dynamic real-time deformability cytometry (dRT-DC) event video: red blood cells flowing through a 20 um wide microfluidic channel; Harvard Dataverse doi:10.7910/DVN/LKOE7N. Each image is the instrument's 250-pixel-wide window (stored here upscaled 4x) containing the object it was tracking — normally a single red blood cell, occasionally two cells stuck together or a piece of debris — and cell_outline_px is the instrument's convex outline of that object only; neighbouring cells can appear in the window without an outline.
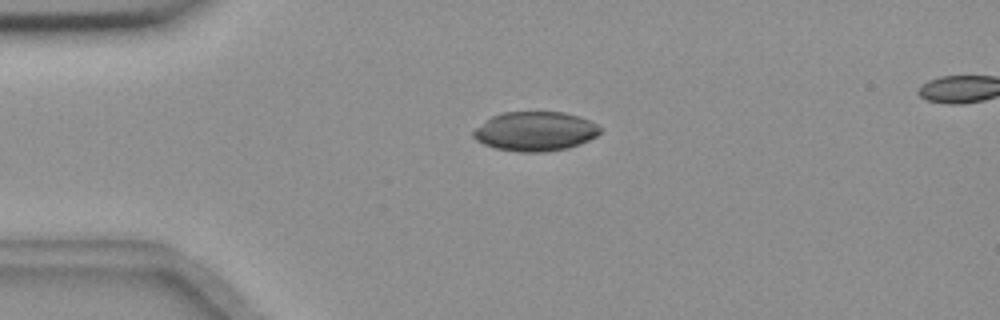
{"species": "common noctule bat (a hibernating species)", "species_latin": "Nyctalus noctula", "temperature_condition": "room temperature", "stored_images_in_passage": 43, "camera_frame_rate_fps": 3000, "um_per_image_px": 0.085, "animal": {"sex": "female", "body_mass_g": 18.4}, "frame": {"image": 1, "passage_image": 1, "time_ms": 0.0, "image_size_px": [1000, 320], "cell_outline_px": [[604, 128], [596, 136], [580, 144], [568, 148], [544, 152], [520, 152], [496, 148], [484, 144], [476, 140], [472, 136], [472, 132], [476, 128], [492, 116], [500, 112], [564, 112], [580, 116]], "centroid_in_image_um": [45.51, 11.16], "position_along_channel_um": 39.5, "area_um2": 29.13}}
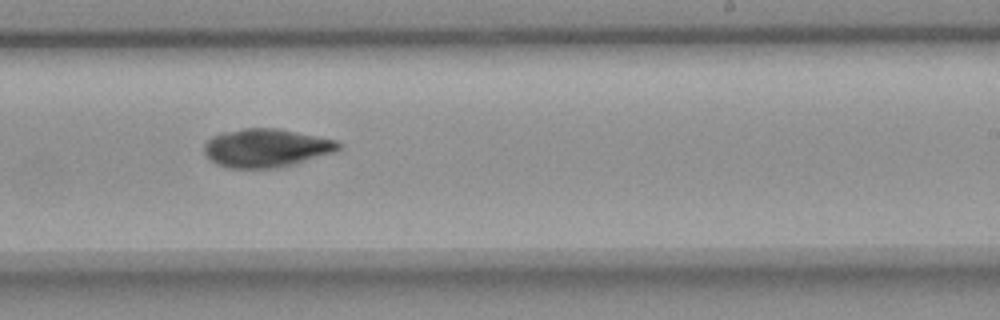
{"frame": {"image": 2, "passage_image": 22, "time_ms": 7.0, "image_size_px": [1000, 320], "cell_outline_px": [[340, 148], [336, 152], [296, 164], [280, 168], [224, 168], [208, 160], [204, 152], [204, 144], [212, 136], [224, 132], [244, 128], [276, 128], [336, 140], [340, 144]], "centroid_in_image_um": [22.61, 12.6], "position_along_channel_um": 266.4, "area_um2": 30.35}}
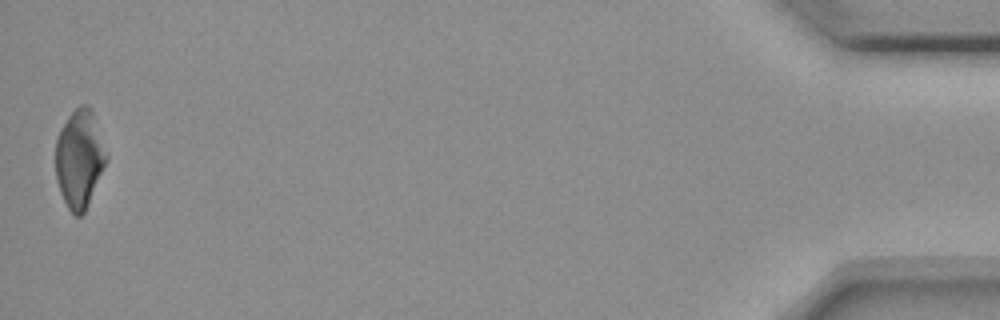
{"frame": {"image": 3, "passage_image": 43, "time_ms": 14.0, "image_size_px": [1000, 320], "cell_outline_px": [[108, 156], [88, 204], [84, 212], [80, 216], [76, 216], [68, 208], [60, 192], [56, 180], [56, 136], [60, 128], [68, 116], [80, 104], [88, 104], [92, 108], [108, 152]], "centroid_in_image_um": [6.76, 13.43], "position_along_channel_um": 428.4, "area_um2": 29.13}}